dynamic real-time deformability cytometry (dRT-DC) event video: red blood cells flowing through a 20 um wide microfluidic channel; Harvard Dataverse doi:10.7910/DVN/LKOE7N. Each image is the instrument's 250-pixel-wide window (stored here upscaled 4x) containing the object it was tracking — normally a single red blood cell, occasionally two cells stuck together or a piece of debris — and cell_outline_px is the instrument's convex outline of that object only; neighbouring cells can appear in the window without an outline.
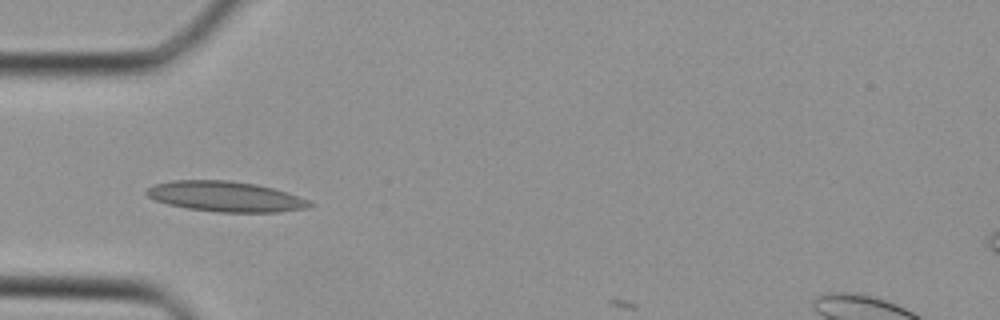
{"species": "Egyptian fruit bat (a non-hibernating species)", "species_latin": "Rousettus aegyptiacus", "temperature_condition": "cold", "stored_images_in_passage": 8, "camera_frame_rate_fps": 3000, "um_per_image_px": 0.085, "animal": {"sex": "female"}, "frame": {"image": 1, "passage_image": 5, "time_ms": 1.333, "image_size_px": [1000, 320], "cell_outline_px": [[312, 204], [308, 208], [276, 212], [220, 212], [188, 208], [168, 204], [156, 200], [148, 196], [144, 192], [148, 188], [156, 184], [172, 180], [228, 180], [256, 184], [272, 188], [308, 200]], "centroid_in_image_um": [19.14, 16.7], "position_along_channel_um": 65.9, "area_um2": 28.44}}
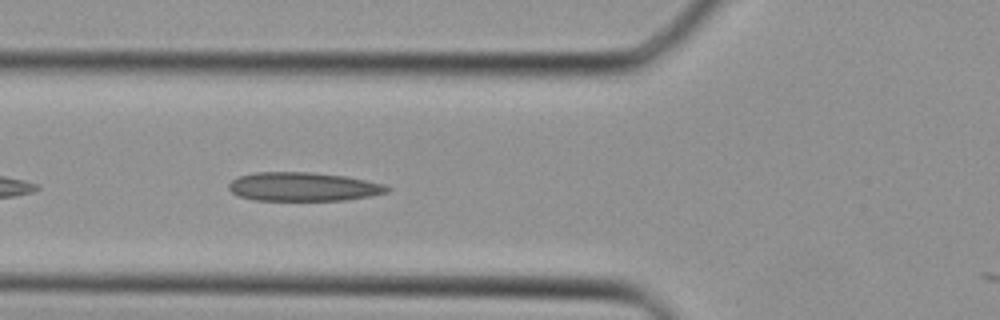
{"frame": {"image": 2, "passage_image": 7, "time_ms": 2.0, "image_size_px": [1000, 320], "cell_outline_px": [[392, 188], [388, 192], [368, 196], [344, 200], [256, 200], [240, 196], [232, 192], [228, 188], [228, 184], [232, 180], [240, 176], [256, 172], [312, 172], [344, 176], [384, 184]], "centroid_in_image_um": [25.77, 15.87], "position_along_channel_um": 100.0, "area_um2": 26.36}}